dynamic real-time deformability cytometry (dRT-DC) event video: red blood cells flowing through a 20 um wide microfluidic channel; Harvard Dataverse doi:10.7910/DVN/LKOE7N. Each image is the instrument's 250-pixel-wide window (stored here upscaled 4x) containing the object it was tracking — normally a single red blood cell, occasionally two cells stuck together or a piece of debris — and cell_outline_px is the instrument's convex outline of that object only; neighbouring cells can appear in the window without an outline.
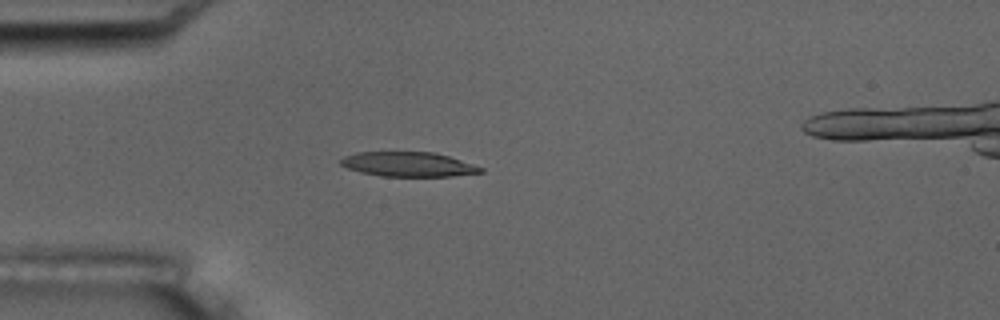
{"species": "common noctule bat (a hibernating species)", "species_latin": "Nyctalus noctula", "temperature_condition": "room temperature", "stored_images_in_passage": 5, "camera_frame_rate_fps": 3000, "um_per_image_px": 0.085, "animal": {"sex": "male", "body_mass_g": 17.5, "forearm_length_mm": 52.3}, "frame": {"image": 1, "passage_image": 4, "time_ms": 3.333, "image_size_px": [1000, 320], "cell_outline_px": [[484, 172], [452, 176], [380, 176], [360, 172], [348, 168], [340, 164], [340, 160], [344, 156], [356, 152], [432, 152], [448, 156], [484, 168]], "centroid_in_image_um": [34.68, 13.96], "position_along_channel_um": 50.3, "area_um2": 19.94}}